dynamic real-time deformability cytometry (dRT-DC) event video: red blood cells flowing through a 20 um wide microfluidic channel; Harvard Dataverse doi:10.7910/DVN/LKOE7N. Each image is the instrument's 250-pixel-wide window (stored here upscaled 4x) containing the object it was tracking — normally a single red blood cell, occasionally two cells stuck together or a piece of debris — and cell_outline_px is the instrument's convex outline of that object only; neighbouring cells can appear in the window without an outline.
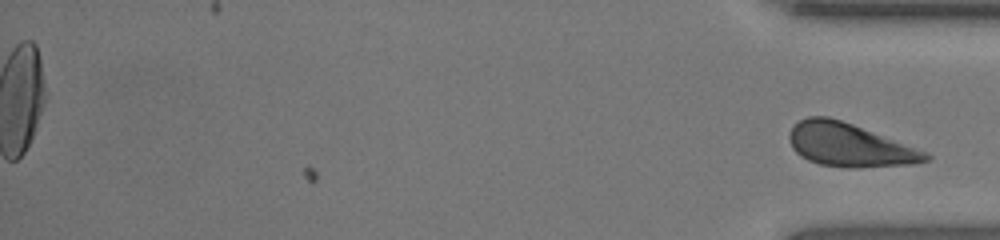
{"species": "human", "species_latin": "Homo sapiens", "temperature_condition": "room temperature", "stored_images_in_passage": 48, "segment_of_instrument_passage": [2, 2], "camera_frame_rate_fps": 3000, "um_per_image_px": 0.085, "donor": {"sex": "female"}, "frame": {"image": 1, "passage_image": 48, "time_ms": 15.667, "image_size_px": [1000, 240], "cell_outline_px": [[932, 156], [928, 160], [912, 164], [860, 168], [848, 168], [820, 164], [808, 160], [800, 156], [792, 148], [788, 140], [788, 136], [792, 128], [800, 120], [808, 116], [828, 116], [852, 124], [928, 152]], "centroid_in_image_um": [72.19, 12.34], "position_along_channel_um": 363.0, "area_um2": 34.33}}